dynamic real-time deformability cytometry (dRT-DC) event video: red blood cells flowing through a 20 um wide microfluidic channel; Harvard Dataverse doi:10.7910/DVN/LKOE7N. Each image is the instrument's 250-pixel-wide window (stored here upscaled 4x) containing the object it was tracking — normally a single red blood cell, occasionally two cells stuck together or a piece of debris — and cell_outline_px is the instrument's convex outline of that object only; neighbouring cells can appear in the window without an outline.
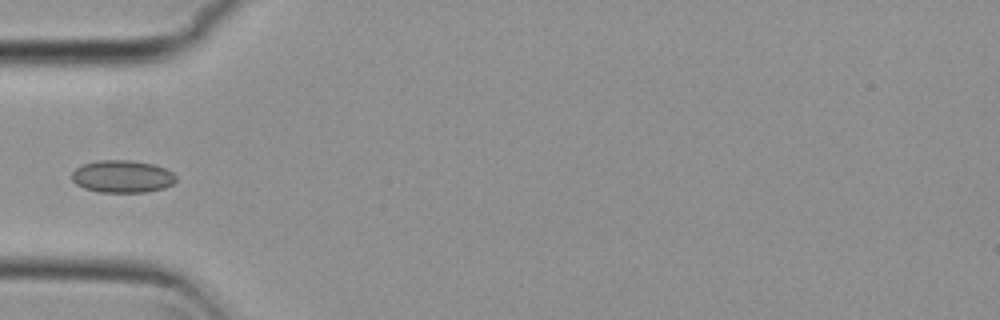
{"species": "common noctule bat (a hibernating species)", "species_latin": "Nyctalus noctula", "temperature_condition": "cold", "stored_images_in_passage": 4, "camera_frame_rate_fps": 3000, "um_per_image_px": 0.085, "animal": {"sex": "female", "body_mass_g": 29.2, "forearm_length_mm": 56.3}, "frame": {"image": 1, "passage_image": 4, "time_ms": 1.0, "image_size_px": [1000, 320], "cell_outline_px": [[176, 180], [172, 184], [164, 188], [148, 192], [100, 192], [84, 188], [76, 184], [72, 180], [72, 172], [76, 168], [84, 164], [100, 160], [128, 160], [152, 164], [164, 168], [172, 172], [176, 176]], "centroid_in_image_um": [10.4, 15.01], "position_along_channel_um": 74.6, "area_um2": 19.59}}